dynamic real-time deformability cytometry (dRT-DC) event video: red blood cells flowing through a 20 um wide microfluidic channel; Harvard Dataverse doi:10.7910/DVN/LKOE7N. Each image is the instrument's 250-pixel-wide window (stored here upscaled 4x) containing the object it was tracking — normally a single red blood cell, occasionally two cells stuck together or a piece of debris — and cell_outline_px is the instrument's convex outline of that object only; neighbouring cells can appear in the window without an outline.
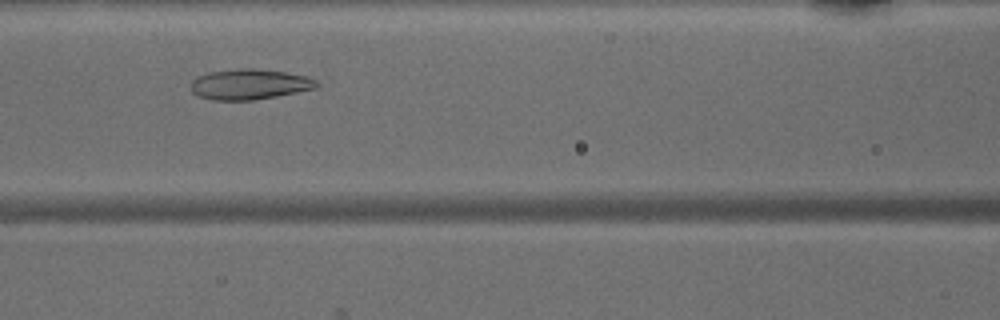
{"species": "common noctule bat (a hibernating species)", "species_latin": "Nyctalus noctula", "temperature_condition": "warm", "stored_images_in_passage": 33, "camera_frame_rate_fps": 3000, "um_per_image_px": 0.085, "animal": {"sex": "male", "body_mass_g": 15.6}, "frame": {"image": 1, "passage_image": 7, "time_ms": 2.0, "image_size_px": [1000, 320], "cell_outline_px": [[320, 84], [316, 88], [276, 96], [252, 100], [212, 100], [200, 96], [192, 92], [192, 80], [208, 72], [240, 68], [252, 68], [288, 72], [304, 76], [316, 80]], "centroid_in_image_um": [21.22, 7.16], "position_along_channel_um": 145.4, "area_um2": 22.14}}
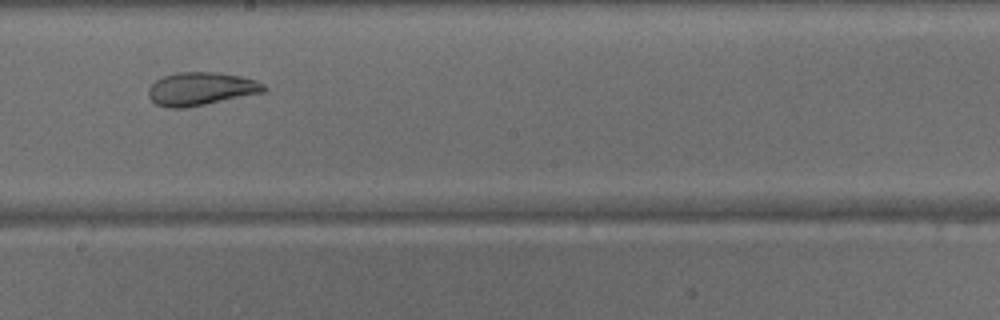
{"frame": {"image": 2, "passage_image": 13, "time_ms": 4.0, "image_size_px": [1000, 320], "cell_outline_px": [[264, 92], [184, 108], [168, 108], [156, 104], [148, 96], [148, 88], [156, 80], [164, 76], [176, 72], [220, 72], [240, 76], [256, 80], [264, 84]], "centroid_in_image_um": [17.05, 7.54], "position_along_channel_um": 231.2, "area_um2": 22.14}}
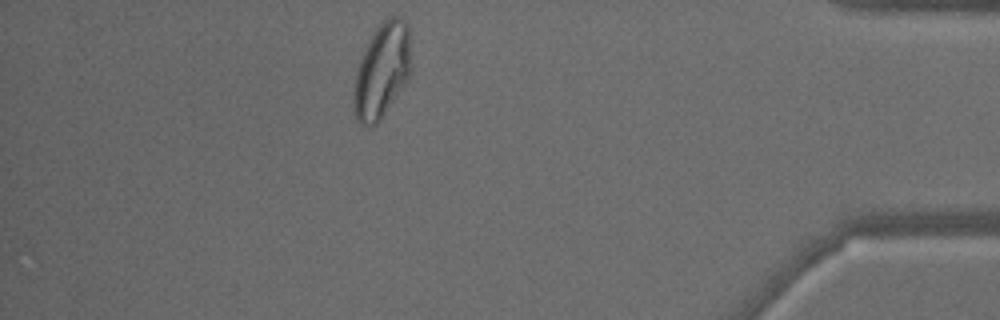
{"frame": {"image": 3, "passage_image": 28, "time_ms": 9.0, "image_size_px": [1000, 320], "cell_outline_px": [[412, 72], [408, 80], [380, 120], [376, 124], [360, 124], [356, 120], [352, 100], [352, 92], [356, 72], [360, 60], [376, 28], [388, 16], [400, 16], [408, 24], [412, 64]], "centroid_in_image_um": [32.49, 6.0], "position_along_channel_um": 402.7, "area_um2": 31.91}}